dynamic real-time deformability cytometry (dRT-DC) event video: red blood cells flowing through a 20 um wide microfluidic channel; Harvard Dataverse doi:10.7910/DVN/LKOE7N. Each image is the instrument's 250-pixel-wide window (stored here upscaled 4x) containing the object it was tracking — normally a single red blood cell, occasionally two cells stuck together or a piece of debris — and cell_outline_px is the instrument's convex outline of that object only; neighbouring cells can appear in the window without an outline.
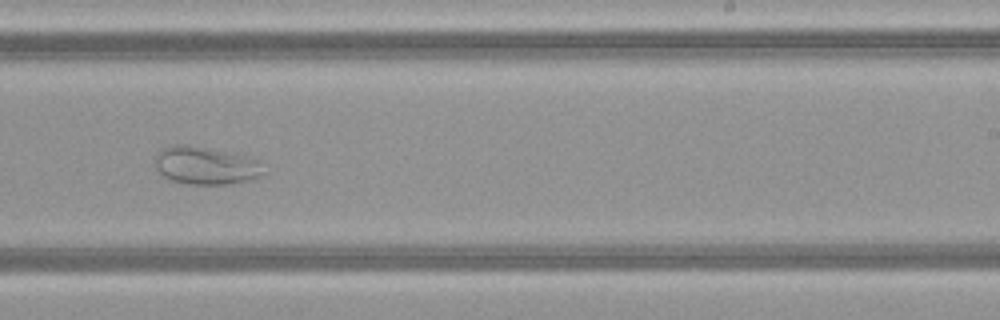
{"species": "common noctule bat (a hibernating species)", "species_latin": "Nyctalus noctula", "temperature_condition": "warm", "stored_images_in_passage": 33, "camera_frame_rate_fps": 3000, "um_per_image_px": 0.085, "animal": {"sex": "female", "body_mass_g": 21.9}, "frame": {"image": 1, "passage_image": 15, "time_ms": 4.667, "image_size_px": [1000, 320], "cell_outline_px": [[268, 172], [256, 180], [232, 184], [188, 184], [172, 180], [160, 176], [156, 168], [156, 152], [160, 148], [168, 144], [188, 144], [248, 156], [256, 160]], "centroid_in_image_um": [17.49, 14.07], "position_along_channel_um": 271.5, "area_um2": 24.62}}
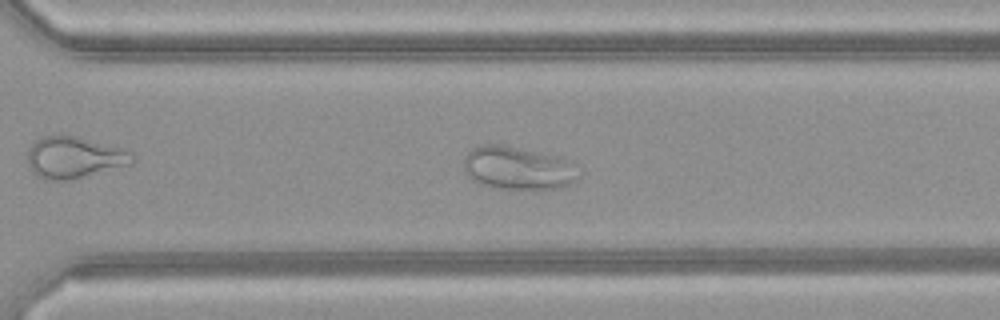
{"frame": {"image": 2, "passage_image": 19, "time_ms": 6.0, "image_size_px": [1000, 320], "cell_outline_px": [[580, 176], [568, 184], [556, 188], [488, 188], [472, 180], [464, 172], [464, 156], [472, 148], [484, 144], [500, 144], [560, 156], [572, 160]], "centroid_in_image_um": [43.99, 14.27], "position_along_channel_um": 326.6, "area_um2": 29.02}}
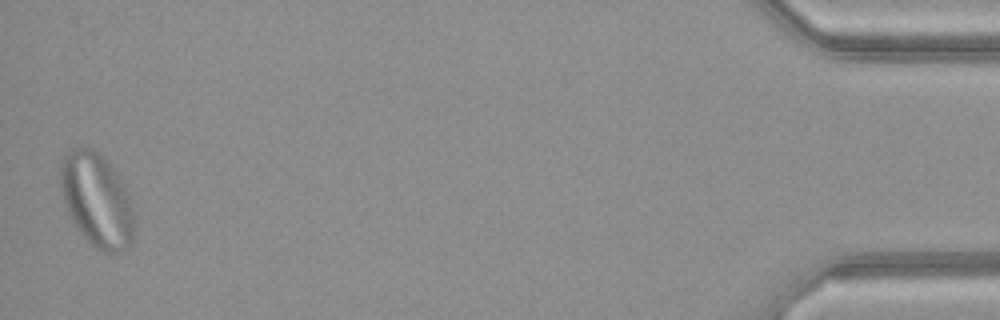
{"frame": {"image": 3, "passage_image": 33, "time_ms": 10.667, "image_size_px": [1000, 320], "cell_outline_px": [[132, 240], [128, 248], [120, 252], [104, 252], [96, 248], [84, 236], [68, 212], [64, 200], [60, 184], [60, 164], [64, 156], [72, 148], [92, 148], [100, 152], [104, 156], [116, 172], [124, 184], [128, 192], [132, 208]], "centroid_in_image_um": [8.23, 16.96], "position_along_channel_um": 427.0, "area_um2": 39.82}}